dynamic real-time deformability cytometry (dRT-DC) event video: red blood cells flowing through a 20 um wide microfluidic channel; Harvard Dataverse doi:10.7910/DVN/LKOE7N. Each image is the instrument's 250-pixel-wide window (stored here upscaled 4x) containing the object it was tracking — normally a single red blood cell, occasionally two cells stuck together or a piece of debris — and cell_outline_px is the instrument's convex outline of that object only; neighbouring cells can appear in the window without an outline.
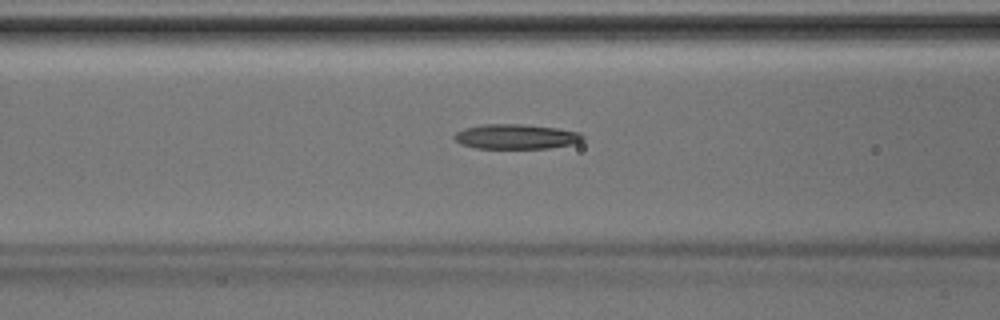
{"species": "Egyptian fruit bat (a non-hibernating species)", "species_latin": "Rousettus aegyptiacus", "temperature_condition": "room temperature", "stored_images_in_passage": 39, "camera_frame_rate_fps": 3000, "um_per_image_px": 0.085, "animal": {"sex": "male"}, "frame": {"image": 1, "passage_image": 13, "time_ms": 4.0, "image_size_px": [1000, 320], "cell_outline_px": [[584, 136], [580, 140], [572, 144], [548, 148], [476, 148], [460, 144], [452, 136], [456, 132], [464, 128], [484, 124], [524, 124], [556, 128], [580, 132]], "centroid_in_image_um": [43.82, 11.6], "position_along_channel_um": 122.8, "area_um2": 18.5}}
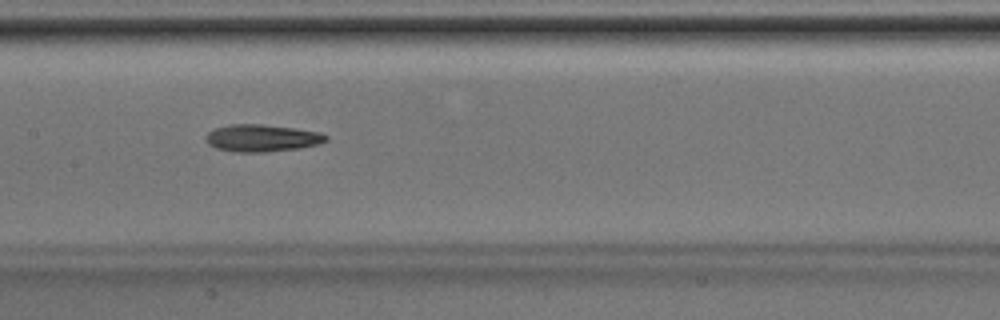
{"frame": {"image": 2, "passage_image": 17, "time_ms": 5.333, "image_size_px": [1000, 320], "cell_outline_px": [[328, 140], [320, 144], [300, 148], [264, 152], [232, 152], [216, 148], [208, 144], [204, 140], [204, 136], [208, 132], [216, 128], [232, 124], [264, 124], [320, 132], [328, 136]], "centroid_in_image_um": [22.25, 11.74], "position_along_channel_um": 185.2, "area_um2": 19.19}}
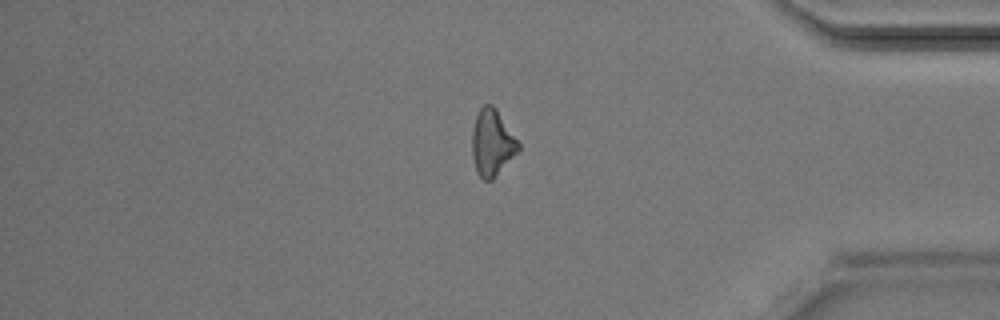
{"frame": {"image": 3, "passage_image": 32, "time_ms": 10.333, "image_size_px": [1000, 320], "cell_outline_px": [[520, 148], [492, 180], [484, 180], [476, 172], [472, 156], [472, 128], [476, 116], [480, 108], [484, 104], [492, 104], [496, 108], [520, 144]], "centroid_in_image_um": [41.8, 12.12], "position_along_channel_um": 393.4, "area_um2": 17.74}}